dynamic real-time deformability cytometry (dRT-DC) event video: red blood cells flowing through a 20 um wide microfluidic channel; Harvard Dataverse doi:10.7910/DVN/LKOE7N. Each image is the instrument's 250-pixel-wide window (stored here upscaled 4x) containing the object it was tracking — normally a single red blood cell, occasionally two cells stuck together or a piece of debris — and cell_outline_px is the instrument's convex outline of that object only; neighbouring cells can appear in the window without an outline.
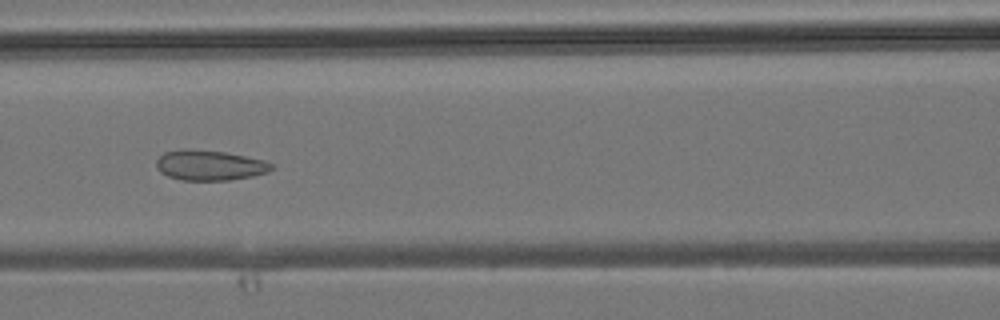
{"species": "common noctule bat (a hibernating species)", "species_latin": "Nyctalus noctula", "temperature_condition": "room temperature", "stored_images_in_passage": 36, "camera_frame_rate_fps": 3000, "um_per_image_px": 0.085, "animal": {"sex": "male", "body_mass_g": 19.2, "forearm_length_mm": 51.8}, "frame": {"image": 1, "passage_image": 10, "time_ms": 3.0, "image_size_px": [1000, 320], "cell_outline_px": [[276, 164], [268, 172], [252, 176], [228, 180], [180, 180], [168, 176], [160, 172], [156, 164], [156, 160], [164, 152], [184, 148], [224, 152], [264, 160]], "centroid_in_image_um": [17.82, 14.04], "position_along_channel_um": 148.8, "area_um2": 20.29}}
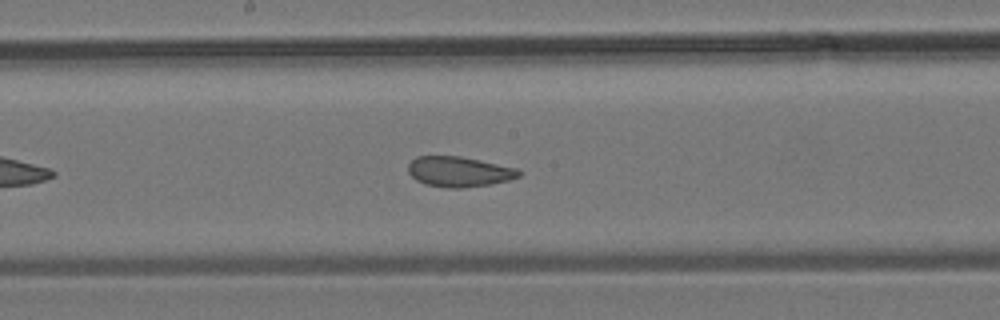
{"frame": {"image": 2, "passage_image": 14, "time_ms": 4.333, "image_size_px": [1000, 320], "cell_outline_px": [[520, 176], [508, 180], [492, 184], [464, 188], [448, 188], [424, 184], [416, 180], [408, 172], [408, 164], [416, 156], [460, 156], [480, 160], [516, 168], [520, 172]], "centroid_in_image_um": [38.99, 14.6], "position_along_channel_um": 209.2, "area_um2": 19.54}}
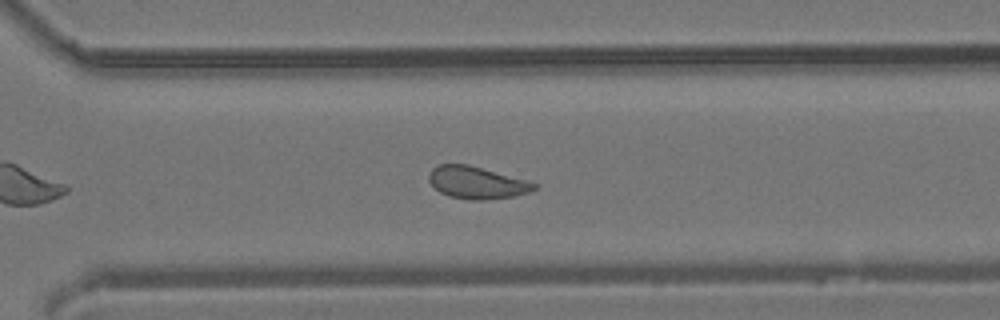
{"frame": {"image": 3, "passage_image": 22, "time_ms": 7.0, "image_size_px": [1000, 320], "cell_outline_px": [[536, 188], [528, 192], [516, 196], [484, 200], [468, 200], [448, 196], [440, 192], [428, 180], [428, 172], [436, 164], [468, 164], [524, 180], [536, 184]], "centroid_in_image_um": [40.45, 15.53], "position_along_channel_um": 330.1, "area_um2": 19.65}}